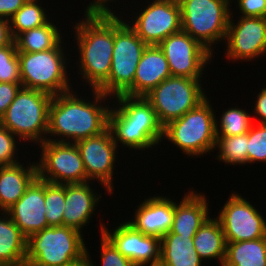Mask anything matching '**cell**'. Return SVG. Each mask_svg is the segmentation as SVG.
<instances>
[{"label":"cell","mask_w":266,"mask_h":266,"mask_svg":"<svg viewBox=\"0 0 266 266\" xmlns=\"http://www.w3.org/2000/svg\"><path fill=\"white\" fill-rule=\"evenodd\" d=\"M100 266H136L127 257L123 256L113 243L103 234H100ZM96 262H93L94 266Z\"/></svg>","instance_id":"d590c367"},{"label":"cell","mask_w":266,"mask_h":266,"mask_svg":"<svg viewBox=\"0 0 266 266\" xmlns=\"http://www.w3.org/2000/svg\"><path fill=\"white\" fill-rule=\"evenodd\" d=\"M158 195V196H156ZM145 198L127 222L136 230L148 236L161 239L167 234L173 223L174 200L168 196L156 194ZM160 195V196H159Z\"/></svg>","instance_id":"d6986e66"},{"label":"cell","mask_w":266,"mask_h":266,"mask_svg":"<svg viewBox=\"0 0 266 266\" xmlns=\"http://www.w3.org/2000/svg\"><path fill=\"white\" fill-rule=\"evenodd\" d=\"M215 217L225 235L226 242L256 240L266 236V217L238 192L228 196Z\"/></svg>","instance_id":"4fadbf2b"},{"label":"cell","mask_w":266,"mask_h":266,"mask_svg":"<svg viewBox=\"0 0 266 266\" xmlns=\"http://www.w3.org/2000/svg\"><path fill=\"white\" fill-rule=\"evenodd\" d=\"M93 256H90V252L88 247H86V253L82 255L79 259L74 260L68 264H65L64 266H94L93 261L91 258Z\"/></svg>","instance_id":"7bdbcfd3"},{"label":"cell","mask_w":266,"mask_h":266,"mask_svg":"<svg viewBox=\"0 0 266 266\" xmlns=\"http://www.w3.org/2000/svg\"><path fill=\"white\" fill-rule=\"evenodd\" d=\"M52 20L51 18L45 25L20 33L14 39L17 52H42L55 48L66 35Z\"/></svg>","instance_id":"4316f807"},{"label":"cell","mask_w":266,"mask_h":266,"mask_svg":"<svg viewBox=\"0 0 266 266\" xmlns=\"http://www.w3.org/2000/svg\"><path fill=\"white\" fill-rule=\"evenodd\" d=\"M99 225V232L103 233L117 250L136 266L160 261V239L136 230L127 219L119 225L116 223V227L114 226L111 231L102 223V219Z\"/></svg>","instance_id":"e0dca14e"},{"label":"cell","mask_w":266,"mask_h":266,"mask_svg":"<svg viewBox=\"0 0 266 266\" xmlns=\"http://www.w3.org/2000/svg\"><path fill=\"white\" fill-rule=\"evenodd\" d=\"M257 97V98H256ZM256 100L254 101V106L252 111V117H257V121H253L255 124H266V87L265 85L261 88L260 92L258 91Z\"/></svg>","instance_id":"ab89813d"},{"label":"cell","mask_w":266,"mask_h":266,"mask_svg":"<svg viewBox=\"0 0 266 266\" xmlns=\"http://www.w3.org/2000/svg\"><path fill=\"white\" fill-rule=\"evenodd\" d=\"M206 98L182 117L163 126V137L191 158L208 156L216 144V112ZM208 153V154H207Z\"/></svg>","instance_id":"277c9868"},{"label":"cell","mask_w":266,"mask_h":266,"mask_svg":"<svg viewBox=\"0 0 266 266\" xmlns=\"http://www.w3.org/2000/svg\"><path fill=\"white\" fill-rule=\"evenodd\" d=\"M21 87V83L0 82V118L15 99Z\"/></svg>","instance_id":"74e56055"},{"label":"cell","mask_w":266,"mask_h":266,"mask_svg":"<svg viewBox=\"0 0 266 266\" xmlns=\"http://www.w3.org/2000/svg\"><path fill=\"white\" fill-rule=\"evenodd\" d=\"M80 231L50 226L27 239L26 266H64L86 253L87 243Z\"/></svg>","instance_id":"9c48e42d"},{"label":"cell","mask_w":266,"mask_h":266,"mask_svg":"<svg viewBox=\"0 0 266 266\" xmlns=\"http://www.w3.org/2000/svg\"><path fill=\"white\" fill-rule=\"evenodd\" d=\"M63 44H66L64 39L55 48L47 51L17 52L22 87L43 91L52 96L73 90L69 79L71 73H68L71 59L65 53L69 48Z\"/></svg>","instance_id":"5b68a950"},{"label":"cell","mask_w":266,"mask_h":266,"mask_svg":"<svg viewBox=\"0 0 266 266\" xmlns=\"http://www.w3.org/2000/svg\"><path fill=\"white\" fill-rule=\"evenodd\" d=\"M222 266H266V236L256 240L227 242Z\"/></svg>","instance_id":"83f0119b"},{"label":"cell","mask_w":266,"mask_h":266,"mask_svg":"<svg viewBox=\"0 0 266 266\" xmlns=\"http://www.w3.org/2000/svg\"><path fill=\"white\" fill-rule=\"evenodd\" d=\"M178 2L181 8L182 31L215 55V49L217 47L219 49L216 45L226 38L232 10L231 0H178Z\"/></svg>","instance_id":"52a82bcc"},{"label":"cell","mask_w":266,"mask_h":266,"mask_svg":"<svg viewBox=\"0 0 266 266\" xmlns=\"http://www.w3.org/2000/svg\"><path fill=\"white\" fill-rule=\"evenodd\" d=\"M92 183L95 182L65 184L64 226L83 233L82 228L88 226L92 215L95 216L102 196L100 191L96 193V189L91 187Z\"/></svg>","instance_id":"ffe728a7"},{"label":"cell","mask_w":266,"mask_h":266,"mask_svg":"<svg viewBox=\"0 0 266 266\" xmlns=\"http://www.w3.org/2000/svg\"><path fill=\"white\" fill-rule=\"evenodd\" d=\"M27 0H0V18L9 20Z\"/></svg>","instance_id":"60d3db41"},{"label":"cell","mask_w":266,"mask_h":266,"mask_svg":"<svg viewBox=\"0 0 266 266\" xmlns=\"http://www.w3.org/2000/svg\"><path fill=\"white\" fill-rule=\"evenodd\" d=\"M84 17V18H83ZM77 73L89 90L98 89L110 75L114 48V15H84L73 25Z\"/></svg>","instance_id":"7a4b0ae2"},{"label":"cell","mask_w":266,"mask_h":266,"mask_svg":"<svg viewBox=\"0 0 266 266\" xmlns=\"http://www.w3.org/2000/svg\"><path fill=\"white\" fill-rule=\"evenodd\" d=\"M13 41L9 20L0 18V48L10 45Z\"/></svg>","instance_id":"b9f144b4"},{"label":"cell","mask_w":266,"mask_h":266,"mask_svg":"<svg viewBox=\"0 0 266 266\" xmlns=\"http://www.w3.org/2000/svg\"><path fill=\"white\" fill-rule=\"evenodd\" d=\"M233 10L229 18L225 38V48L228 61H253L265 56L266 50V18L235 17Z\"/></svg>","instance_id":"2e32d148"},{"label":"cell","mask_w":266,"mask_h":266,"mask_svg":"<svg viewBox=\"0 0 266 266\" xmlns=\"http://www.w3.org/2000/svg\"><path fill=\"white\" fill-rule=\"evenodd\" d=\"M6 212L27 239L50 227L45 216L44 180L37 177Z\"/></svg>","instance_id":"ac0fdd59"},{"label":"cell","mask_w":266,"mask_h":266,"mask_svg":"<svg viewBox=\"0 0 266 266\" xmlns=\"http://www.w3.org/2000/svg\"><path fill=\"white\" fill-rule=\"evenodd\" d=\"M86 170L87 179L90 182L100 183L106 194H114L113 185L115 163L120 149H117L113 135L109 128L97 136L88 137L75 143ZM119 150V151H118ZM114 174V175H113ZM93 180V181H92Z\"/></svg>","instance_id":"9a60e30c"},{"label":"cell","mask_w":266,"mask_h":266,"mask_svg":"<svg viewBox=\"0 0 266 266\" xmlns=\"http://www.w3.org/2000/svg\"><path fill=\"white\" fill-rule=\"evenodd\" d=\"M89 95L93 97H91L92 100L88 99L90 97L86 94L79 95L73 89L52 97L46 140L76 143L88 137L97 136L108 128V114L111 106L106 101L110 100L109 103H111L113 98L97 89L89 91Z\"/></svg>","instance_id":"6da1fadb"},{"label":"cell","mask_w":266,"mask_h":266,"mask_svg":"<svg viewBox=\"0 0 266 266\" xmlns=\"http://www.w3.org/2000/svg\"><path fill=\"white\" fill-rule=\"evenodd\" d=\"M114 15V48L109 78L97 89L114 98L132 85L137 65L148 46L123 19Z\"/></svg>","instance_id":"ba28073f"},{"label":"cell","mask_w":266,"mask_h":266,"mask_svg":"<svg viewBox=\"0 0 266 266\" xmlns=\"http://www.w3.org/2000/svg\"><path fill=\"white\" fill-rule=\"evenodd\" d=\"M171 76L168 61L158 45H148L137 65L133 85L123 94L144 97Z\"/></svg>","instance_id":"44dd1931"},{"label":"cell","mask_w":266,"mask_h":266,"mask_svg":"<svg viewBox=\"0 0 266 266\" xmlns=\"http://www.w3.org/2000/svg\"><path fill=\"white\" fill-rule=\"evenodd\" d=\"M139 266H165V265L159 261V262H156V263L142 264V265H139Z\"/></svg>","instance_id":"ee69618b"},{"label":"cell","mask_w":266,"mask_h":266,"mask_svg":"<svg viewBox=\"0 0 266 266\" xmlns=\"http://www.w3.org/2000/svg\"><path fill=\"white\" fill-rule=\"evenodd\" d=\"M38 177L53 184L85 183L89 180L75 143L48 141L38 145Z\"/></svg>","instance_id":"8fae6325"},{"label":"cell","mask_w":266,"mask_h":266,"mask_svg":"<svg viewBox=\"0 0 266 266\" xmlns=\"http://www.w3.org/2000/svg\"><path fill=\"white\" fill-rule=\"evenodd\" d=\"M0 215V261L5 266H26L27 238L6 211Z\"/></svg>","instance_id":"cb8c5ba5"},{"label":"cell","mask_w":266,"mask_h":266,"mask_svg":"<svg viewBox=\"0 0 266 266\" xmlns=\"http://www.w3.org/2000/svg\"><path fill=\"white\" fill-rule=\"evenodd\" d=\"M194 247L203 261L217 260L223 265L226 255V239L219 221L209 217L193 237Z\"/></svg>","instance_id":"484cf974"},{"label":"cell","mask_w":266,"mask_h":266,"mask_svg":"<svg viewBox=\"0 0 266 266\" xmlns=\"http://www.w3.org/2000/svg\"><path fill=\"white\" fill-rule=\"evenodd\" d=\"M42 5L40 0H27L9 19L13 39L20 33L45 25L51 20L49 11Z\"/></svg>","instance_id":"f1b7e54d"},{"label":"cell","mask_w":266,"mask_h":266,"mask_svg":"<svg viewBox=\"0 0 266 266\" xmlns=\"http://www.w3.org/2000/svg\"><path fill=\"white\" fill-rule=\"evenodd\" d=\"M247 143V133L230 137H217L214 149V152L215 150L218 151L217 160L228 166H245V164L247 166Z\"/></svg>","instance_id":"4dcf8cb0"},{"label":"cell","mask_w":266,"mask_h":266,"mask_svg":"<svg viewBox=\"0 0 266 266\" xmlns=\"http://www.w3.org/2000/svg\"><path fill=\"white\" fill-rule=\"evenodd\" d=\"M145 1V4H140L144 6H140L137 15L133 13L129 17L132 22L127 18L124 20L147 45H159L171 34L182 30L178 0Z\"/></svg>","instance_id":"7c38bea8"},{"label":"cell","mask_w":266,"mask_h":266,"mask_svg":"<svg viewBox=\"0 0 266 266\" xmlns=\"http://www.w3.org/2000/svg\"><path fill=\"white\" fill-rule=\"evenodd\" d=\"M247 135V164L266 163V124L253 123Z\"/></svg>","instance_id":"d6a6232c"},{"label":"cell","mask_w":266,"mask_h":266,"mask_svg":"<svg viewBox=\"0 0 266 266\" xmlns=\"http://www.w3.org/2000/svg\"><path fill=\"white\" fill-rule=\"evenodd\" d=\"M251 112L240 109V106L229 107L222 112L220 119L216 118V135L217 137H230L247 133L254 120ZM219 119V122H218Z\"/></svg>","instance_id":"f546056e"},{"label":"cell","mask_w":266,"mask_h":266,"mask_svg":"<svg viewBox=\"0 0 266 266\" xmlns=\"http://www.w3.org/2000/svg\"><path fill=\"white\" fill-rule=\"evenodd\" d=\"M18 141L20 143L14 134L0 124V166L13 165L21 161L20 156H17L20 153Z\"/></svg>","instance_id":"e575fe53"},{"label":"cell","mask_w":266,"mask_h":266,"mask_svg":"<svg viewBox=\"0 0 266 266\" xmlns=\"http://www.w3.org/2000/svg\"><path fill=\"white\" fill-rule=\"evenodd\" d=\"M168 61L171 76L202 79L214 55L188 33L171 34L159 45ZM210 62V63H209Z\"/></svg>","instance_id":"5bb4252c"},{"label":"cell","mask_w":266,"mask_h":266,"mask_svg":"<svg viewBox=\"0 0 266 266\" xmlns=\"http://www.w3.org/2000/svg\"><path fill=\"white\" fill-rule=\"evenodd\" d=\"M234 2L236 10L244 17H263L266 18V0H236ZM238 3V4H237ZM238 7V8H237Z\"/></svg>","instance_id":"8d00e7d4"},{"label":"cell","mask_w":266,"mask_h":266,"mask_svg":"<svg viewBox=\"0 0 266 266\" xmlns=\"http://www.w3.org/2000/svg\"><path fill=\"white\" fill-rule=\"evenodd\" d=\"M202 80L170 76L144 96L162 126L182 117L208 97Z\"/></svg>","instance_id":"30bf717a"},{"label":"cell","mask_w":266,"mask_h":266,"mask_svg":"<svg viewBox=\"0 0 266 266\" xmlns=\"http://www.w3.org/2000/svg\"><path fill=\"white\" fill-rule=\"evenodd\" d=\"M52 97L43 91L21 87L1 116L0 124L26 144L37 146L45 142Z\"/></svg>","instance_id":"8992f818"},{"label":"cell","mask_w":266,"mask_h":266,"mask_svg":"<svg viewBox=\"0 0 266 266\" xmlns=\"http://www.w3.org/2000/svg\"><path fill=\"white\" fill-rule=\"evenodd\" d=\"M194 236L167 233L160 239V262L165 266H202Z\"/></svg>","instance_id":"d4e9b609"},{"label":"cell","mask_w":266,"mask_h":266,"mask_svg":"<svg viewBox=\"0 0 266 266\" xmlns=\"http://www.w3.org/2000/svg\"><path fill=\"white\" fill-rule=\"evenodd\" d=\"M209 199L202 191L195 189L184 193L181 201H174V216L171 229L168 233L194 236L203 223L211 216ZM210 215V216H209Z\"/></svg>","instance_id":"7402d4cb"},{"label":"cell","mask_w":266,"mask_h":266,"mask_svg":"<svg viewBox=\"0 0 266 266\" xmlns=\"http://www.w3.org/2000/svg\"><path fill=\"white\" fill-rule=\"evenodd\" d=\"M114 99L108 114V128L118 149L124 146L128 150L146 151L161 145L163 126L144 97L119 95Z\"/></svg>","instance_id":"3957f363"},{"label":"cell","mask_w":266,"mask_h":266,"mask_svg":"<svg viewBox=\"0 0 266 266\" xmlns=\"http://www.w3.org/2000/svg\"><path fill=\"white\" fill-rule=\"evenodd\" d=\"M29 162L0 166V211L14 205L38 177L37 162Z\"/></svg>","instance_id":"603a6c76"},{"label":"cell","mask_w":266,"mask_h":266,"mask_svg":"<svg viewBox=\"0 0 266 266\" xmlns=\"http://www.w3.org/2000/svg\"><path fill=\"white\" fill-rule=\"evenodd\" d=\"M45 216L49 226L63 225L65 184L44 181Z\"/></svg>","instance_id":"1f68e13d"},{"label":"cell","mask_w":266,"mask_h":266,"mask_svg":"<svg viewBox=\"0 0 266 266\" xmlns=\"http://www.w3.org/2000/svg\"><path fill=\"white\" fill-rule=\"evenodd\" d=\"M115 1L117 0H92L91 2H89V4H87V7L84 9L85 13L84 15H104V16H109V15H119L118 14V10L115 8V11L113 10V6ZM120 1V0H119ZM112 3V5H110ZM112 8H110V7ZM117 10V14L116 13Z\"/></svg>","instance_id":"f35d334b"},{"label":"cell","mask_w":266,"mask_h":266,"mask_svg":"<svg viewBox=\"0 0 266 266\" xmlns=\"http://www.w3.org/2000/svg\"><path fill=\"white\" fill-rule=\"evenodd\" d=\"M0 82L21 83L19 59L14 41L0 48Z\"/></svg>","instance_id":"836d02e7"}]
</instances>
